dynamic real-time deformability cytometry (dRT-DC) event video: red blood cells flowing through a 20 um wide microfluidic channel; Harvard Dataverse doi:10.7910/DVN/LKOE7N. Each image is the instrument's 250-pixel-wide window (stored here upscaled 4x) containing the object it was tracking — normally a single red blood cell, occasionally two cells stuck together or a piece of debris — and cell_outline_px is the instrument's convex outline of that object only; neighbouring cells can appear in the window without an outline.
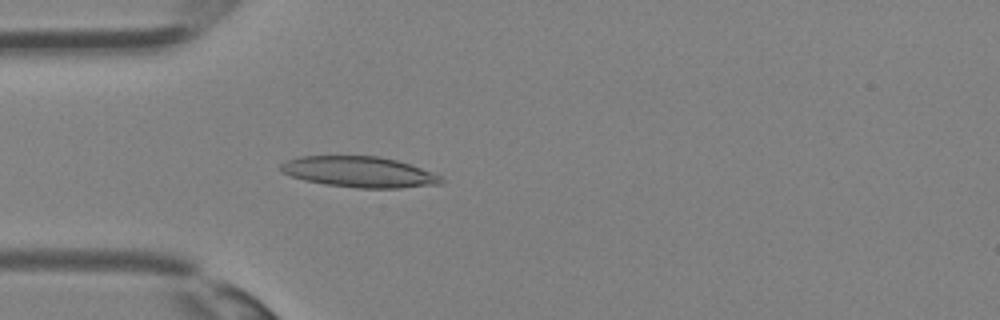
{"species": "Egyptian fruit bat (a non-hibernating species)", "species_latin": "Rousettus aegyptiacus", "temperature_condition": "room temperature", "stored_images_in_passage": 26, "camera_frame_rate_fps": 3000, "um_per_image_px": 0.085, "animal": {"sex": "female"}, "frame": {"image": 1, "passage_image": 1, "time_ms": 0.0, "image_size_px": [1000, 320], "cell_outline_px": [[444, 184], [400, 188], [356, 188], [324, 184], [304, 180], [280, 172], [280, 164], [288, 160], [300, 156], [380, 156], [396, 160], [432, 172], [440, 176], [444, 180]], "centroid_in_image_um": [30.54, 14.62], "position_along_channel_um": 54.5, "area_um2": 28.84}}
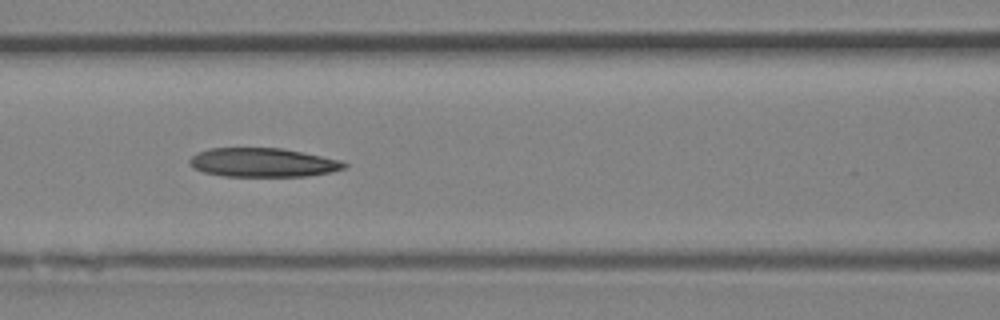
{"frame": {"image": 2, "passage_image": 6, "time_ms": 1.667, "image_size_px": [1000, 320], "cell_outline_px": [[348, 164], [344, 168], [328, 172], [308, 176], [224, 176], [204, 172], [192, 168], [188, 164], [188, 160], [192, 156], [208, 148], [280, 148], [340, 160]], "centroid_in_image_um": [22.28, 13.82], "position_along_channel_um": 144.3, "area_um2": 25.84}}
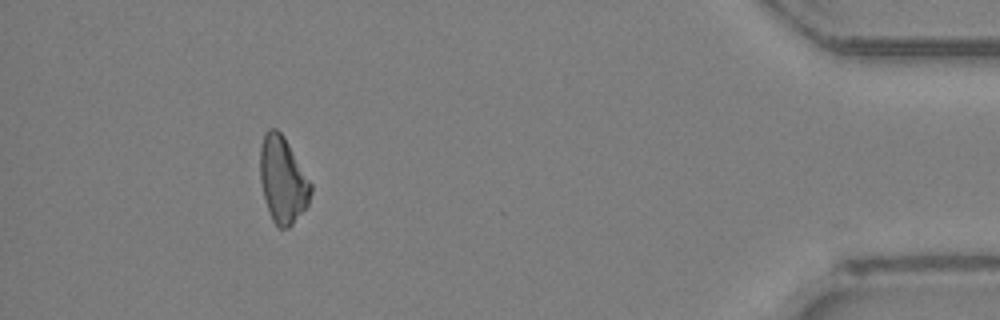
{"frame": {"image": 3, "passage_image": 23, "time_ms": 7.333, "image_size_px": [1000, 320], "cell_outline_px": [[312, 192], [308, 204], [292, 224], [288, 228], [280, 228], [272, 220], [264, 196], [260, 180], [260, 144], [264, 132], [268, 128], [276, 128], [284, 136], [312, 184]], "centroid_in_image_um": [24.02, 15.25], "position_along_channel_um": 411.2, "area_um2": 25.43}}